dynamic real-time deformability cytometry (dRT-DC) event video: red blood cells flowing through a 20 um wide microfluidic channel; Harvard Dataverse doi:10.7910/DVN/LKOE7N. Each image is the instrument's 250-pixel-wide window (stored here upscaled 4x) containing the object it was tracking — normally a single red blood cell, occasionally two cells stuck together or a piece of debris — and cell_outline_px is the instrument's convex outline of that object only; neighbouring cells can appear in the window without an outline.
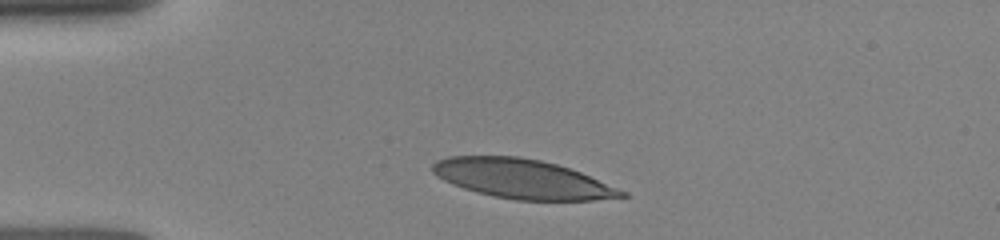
{"species": "human", "species_latin": "Homo sapiens", "temperature_condition": "room temperature", "stored_images_in_passage": 3, "camera_frame_rate_fps": 3000, "um_per_image_px": 0.085, "donor": {"sex": "female"}, "frame": {"image": 1, "passage_image": 1, "time_ms": 0.0, "image_size_px": [1000, 240], "cell_outline_px": [[628, 196], [592, 200], [516, 200], [476, 192], [464, 188], [444, 180], [436, 176], [432, 172], [432, 164], [436, 160], [448, 156], [520, 156], [540, 160], [556, 164], [580, 172], [628, 192]], "centroid_in_image_um": [44.38, 15.2], "position_along_channel_um": 40.6, "area_um2": 43.0}}